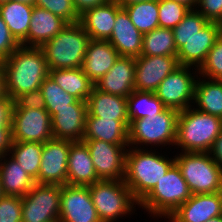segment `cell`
<instances>
[{"instance_id": "31", "label": "cell", "mask_w": 222, "mask_h": 222, "mask_svg": "<svg viewBox=\"0 0 222 222\" xmlns=\"http://www.w3.org/2000/svg\"><path fill=\"white\" fill-rule=\"evenodd\" d=\"M177 53L172 29L157 27L143 34L141 55L177 56Z\"/></svg>"}, {"instance_id": "37", "label": "cell", "mask_w": 222, "mask_h": 222, "mask_svg": "<svg viewBox=\"0 0 222 222\" xmlns=\"http://www.w3.org/2000/svg\"><path fill=\"white\" fill-rule=\"evenodd\" d=\"M189 11L188 7L173 0H158L159 27L173 29Z\"/></svg>"}, {"instance_id": "32", "label": "cell", "mask_w": 222, "mask_h": 222, "mask_svg": "<svg viewBox=\"0 0 222 222\" xmlns=\"http://www.w3.org/2000/svg\"><path fill=\"white\" fill-rule=\"evenodd\" d=\"M129 122L152 114H159L167 107L158 99L154 92L134 90L127 97Z\"/></svg>"}, {"instance_id": "44", "label": "cell", "mask_w": 222, "mask_h": 222, "mask_svg": "<svg viewBox=\"0 0 222 222\" xmlns=\"http://www.w3.org/2000/svg\"><path fill=\"white\" fill-rule=\"evenodd\" d=\"M14 100L4 95L0 98V129H11Z\"/></svg>"}, {"instance_id": "23", "label": "cell", "mask_w": 222, "mask_h": 222, "mask_svg": "<svg viewBox=\"0 0 222 222\" xmlns=\"http://www.w3.org/2000/svg\"><path fill=\"white\" fill-rule=\"evenodd\" d=\"M99 181L90 151L83 141L73 142L69 148L67 184L89 186Z\"/></svg>"}, {"instance_id": "14", "label": "cell", "mask_w": 222, "mask_h": 222, "mask_svg": "<svg viewBox=\"0 0 222 222\" xmlns=\"http://www.w3.org/2000/svg\"><path fill=\"white\" fill-rule=\"evenodd\" d=\"M59 222H101L88 186H62Z\"/></svg>"}, {"instance_id": "46", "label": "cell", "mask_w": 222, "mask_h": 222, "mask_svg": "<svg viewBox=\"0 0 222 222\" xmlns=\"http://www.w3.org/2000/svg\"><path fill=\"white\" fill-rule=\"evenodd\" d=\"M109 1L110 0H73L76 12L79 16L89 9L102 6Z\"/></svg>"}, {"instance_id": "15", "label": "cell", "mask_w": 222, "mask_h": 222, "mask_svg": "<svg viewBox=\"0 0 222 222\" xmlns=\"http://www.w3.org/2000/svg\"><path fill=\"white\" fill-rule=\"evenodd\" d=\"M134 90L155 92L159 84L180 66L177 56H144L135 58Z\"/></svg>"}, {"instance_id": "16", "label": "cell", "mask_w": 222, "mask_h": 222, "mask_svg": "<svg viewBox=\"0 0 222 222\" xmlns=\"http://www.w3.org/2000/svg\"><path fill=\"white\" fill-rule=\"evenodd\" d=\"M222 191L193 194L167 219L169 222H206L221 215Z\"/></svg>"}, {"instance_id": "36", "label": "cell", "mask_w": 222, "mask_h": 222, "mask_svg": "<svg viewBox=\"0 0 222 222\" xmlns=\"http://www.w3.org/2000/svg\"><path fill=\"white\" fill-rule=\"evenodd\" d=\"M209 21L196 9L190 10L182 21L172 29L177 51L185 41L197 34Z\"/></svg>"}, {"instance_id": "19", "label": "cell", "mask_w": 222, "mask_h": 222, "mask_svg": "<svg viewBox=\"0 0 222 222\" xmlns=\"http://www.w3.org/2000/svg\"><path fill=\"white\" fill-rule=\"evenodd\" d=\"M135 67L134 57L119 56L95 87L103 92L127 98L134 91Z\"/></svg>"}, {"instance_id": "53", "label": "cell", "mask_w": 222, "mask_h": 222, "mask_svg": "<svg viewBox=\"0 0 222 222\" xmlns=\"http://www.w3.org/2000/svg\"><path fill=\"white\" fill-rule=\"evenodd\" d=\"M4 196V193H3V190H2V185H1V182H0V198Z\"/></svg>"}, {"instance_id": "27", "label": "cell", "mask_w": 222, "mask_h": 222, "mask_svg": "<svg viewBox=\"0 0 222 222\" xmlns=\"http://www.w3.org/2000/svg\"><path fill=\"white\" fill-rule=\"evenodd\" d=\"M0 182L4 195L19 197L25 196L36 184L10 154L0 157Z\"/></svg>"}, {"instance_id": "30", "label": "cell", "mask_w": 222, "mask_h": 222, "mask_svg": "<svg viewBox=\"0 0 222 222\" xmlns=\"http://www.w3.org/2000/svg\"><path fill=\"white\" fill-rule=\"evenodd\" d=\"M49 76L66 93L80 101H87L95 84L84 73L82 67L49 70Z\"/></svg>"}, {"instance_id": "17", "label": "cell", "mask_w": 222, "mask_h": 222, "mask_svg": "<svg viewBox=\"0 0 222 222\" xmlns=\"http://www.w3.org/2000/svg\"><path fill=\"white\" fill-rule=\"evenodd\" d=\"M221 33L222 24L208 22L197 34L186 40L185 44L178 50L179 64L199 69Z\"/></svg>"}, {"instance_id": "3", "label": "cell", "mask_w": 222, "mask_h": 222, "mask_svg": "<svg viewBox=\"0 0 222 222\" xmlns=\"http://www.w3.org/2000/svg\"><path fill=\"white\" fill-rule=\"evenodd\" d=\"M221 131V118L191 106L179 111L174 149L180 148L178 150L181 152H209Z\"/></svg>"}, {"instance_id": "5", "label": "cell", "mask_w": 222, "mask_h": 222, "mask_svg": "<svg viewBox=\"0 0 222 222\" xmlns=\"http://www.w3.org/2000/svg\"><path fill=\"white\" fill-rule=\"evenodd\" d=\"M89 41V35L79 22L67 24L41 47L49 70L82 67Z\"/></svg>"}, {"instance_id": "10", "label": "cell", "mask_w": 222, "mask_h": 222, "mask_svg": "<svg viewBox=\"0 0 222 222\" xmlns=\"http://www.w3.org/2000/svg\"><path fill=\"white\" fill-rule=\"evenodd\" d=\"M62 185L35 184L22 197V222H59Z\"/></svg>"}, {"instance_id": "25", "label": "cell", "mask_w": 222, "mask_h": 222, "mask_svg": "<svg viewBox=\"0 0 222 222\" xmlns=\"http://www.w3.org/2000/svg\"><path fill=\"white\" fill-rule=\"evenodd\" d=\"M129 124V120L86 117L85 133L82 140H102L115 145H129Z\"/></svg>"}, {"instance_id": "12", "label": "cell", "mask_w": 222, "mask_h": 222, "mask_svg": "<svg viewBox=\"0 0 222 222\" xmlns=\"http://www.w3.org/2000/svg\"><path fill=\"white\" fill-rule=\"evenodd\" d=\"M88 147L99 180H123L129 145H115L102 140H82Z\"/></svg>"}, {"instance_id": "11", "label": "cell", "mask_w": 222, "mask_h": 222, "mask_svg": "<svg viewBox=\"0 0 222 222\" xmlns=\"http://www.w3.org/2000/svg\"><path fill=\"white\" fill-rule=\"evenodd\" d=\"M11 129L13 142L45 143L54 138L51 116L46 110L21 109L15 102Z\"/></svg>"}, {"instance_id": "52", "label": "cell", "mask_w": 222, "mask_h": 222, "mask_svg": "<svg viewBox=\"0 0 222 222\" xmlns=\"http://www.w3.org/2000/svg\"><path fill=\"white\" fill-rule=\"evenodd\" d=\"M13 1H18L20 3H25V4H31L34 5L35 0H13Z\"/></svg>"}, {"instance_id": "45", "label": "cell", "mask_w": 222, "mask_h": 222, "mask_svg": "<svg viewBox=\"0 0 222 222\" xmlns=\"http://www.w3.org/2000/svg\"><path fill=\"white\" fill-rule=\"evenodd\" d=\"M12 144V129H0V157L9 154Z\"/></svg>"}, {"instance_id": "42", "label": "cell", "mask_w": 222, "mask_h": 222, "mask_svg": "<svg viewBox=\"0 0 222 222\" xmlns=\"http://www.w3.org/2000/svg\"><path fill=\"white\" fill-rule=\"evenodd\" d=\"M19 45L0 15V61L6 60Z\"/></svg>"}, {"instance_id": "29", "label": "cell", "mask_w": 222, "mask_h": 222, "mask_svg": "<svg viewBox=\"0 0 222 222\" xmlns=\"http://www.w3.org/2000/svg\"><path fill=\"white\" fill-rule=\"evenodd\" d=\"M192 107L222 119V80H211L199 76Z\"/></svg>"}, {"instance_id": "33", "label": "cell", "mask_w": 222, "mask_h": 222, "mask_svg": "<svg viewBox=\"0 0 222 222\" xmlns=\"http://www.w3.org/2000/svg\"><path fill=\"white\" fill-rule=\"evenodd\" d=\"M9 154L21 166L30 177L38 184V172L40 169L42 143L37 142H13Z\"/></svg>"}, {"instance_id": "1", "label": "cell", "mask_w": 222, "mask_h": 222, "mask_svg": "<svg viewBox=\"0 0 222 222\" xmlns=\"http://www.w3.org/2000/svg\"><path fill=\"white\" fill-rule=\"evenodd\" d=\"M5 93L15 100L21 94L40 89L49 76V68L41 47L19 45L3 61Z\"/></svg>"}, {"instance_id": "26", "label": "cell", "mask_w": 222, "mask_h": 222, "mask_svg": "<svg viewBox=\"0 0 222 222\" xmlns=\"http://www.w3.org/2000/svg\"><path fill=\"white\" fill-rule=\"evenodd\" d=\"M86 102L88 112L86 117L129 120L126 97L103 92L94 86Z\"/></svg>"}, {"instance_id": "54", "label": "cell", "mask_w": 222, "mask_h": 222, "mask_svg": "<svg viewBox=\"0 0 222 222\" xmlns=\"http://www.w3.org/2000/svg\"><path fill=\"white\" fill-rule=\"evenodd\" d=\"M10 0H0V4H3V3H6V2H9Z\"/></svg>"}, {"instance_id": "7", "label": "cell", "mask_w": 222, "mask_h": 222, "mask_svg": "<svg viewBox=\"0 0 222 222\" xmlns=\"http://www.w3.org/2000/svg\"><path fill=\"white\" fill-rule=\"evenodd\" d=\"M88 187L101 222H118L139 208V202L123 180H99Z\"/></svg>"}, {"instance_id": "8", "label": "cell", "mask_w": 222, "mask_h": 222, "mask_svg": "<svg viewBox=\"0 0 222 222\" xmlns=\"http://www.w3.org/2000/svg\"><path fill=\"white\" fill-rule=\"evenodd\" d=\"M177 152L175 163L192 195L222 191V170L209 152Z\"/></svg>"}, {"instance_id": "21", "label": "cell", "mask_w": 222, "mask_h": 222, "mask_svg": "<svg viewBox=\"0 0 222 222\" xmlns=\"http://www.w3.org/2000/svg\"><path fill=\"white\" fill-rule=\"evenodd\" d=\"M118 58V52L108 40L90 39L82 69L88 78L96 84L113 67Z\"/></svg>"}, {"instance_id": "2", "label": "cell", "mask_w": 222, "mask_h": 222, "mask_svg": "<svg viewBox=\"0 0 222 222\" xmlns=\"http://www.w3.org/2000/svg\"><path fill=\"white\" fill-rule=\"evenodd\" d=\"M156 150L128 147L126 151L123 181L139 203L175 163V155L169 158Z\"/></svg>"}, {"instance_id": "51", "label": "cell", "mask_w": 222, "mask_h": 222, "mask_svg": "<svg viewBox=\"0 0 222 222\" xmlns=\"http://www.w3.org/2000/svg\"><path fill=\"white\" fill-rule=\"evenodd\" d=\"M206 222H222V217L218 216L215 218L208 219Z\"/></svg>"}, {"instance_id": "35", "label": "cell", "mask_w": 222, "mask_h": 222, "mask_svg": "<svg viewBox=\"0 0 222 222\" xmlns=\"http://www.w3.org/2000/svg\"><path fill=\"white\" fill-rule=\"evenodd\" d=\"M40 90L45 100L46 111L51 117L56 114L59 109L68 108L70 104L78 101L77 98L66 93L50 76L44 79Z\"/></svg>"}, {"instance_id": "4", "label": "cell", "mask_w": 222, "mask_h": 222, "mask_svg": "<svg viewBox=\"0 0 222 222\" xmlns=\"http://www.w3.org/2000/svg\"><path fill=\"white\" fill-rule=\"evenodd\" d=\"M178 117V110L166 108L157 115L152 114L132 121L128 127L129 147L145 149L146 146V149H157L165 146L167 151L175 145Z\"/></svg>"}, {"instance_id": "39", "label": "cell", "mask_w": 222, "mask_h": 222, "mask_svg": "<svg viewBox=\"0 0 222 222\" xmlns=\"http://www.w3.org/2000/svg\"><path fill=\"white\" fill-rule=\"evenodd\" d=\"M34 6H38L61 17L68 24L79 22L80 16L76 12L73 0H35Z\"/></svg>"}, {"instance_id": "22", "label": "cell", "mask_w": 222, "mask_h": 222, "mask_svg": "<svg viewBox=\"0 0 222 222\" xmlns=\"http://www.w3.org/2000/svg\"><path fill=\"white\" fill-rule=\"evenodd\" d=\"M122 7L114 0L91 8L80 15L82 25L90 39L108 40L112 34L117 12Z\"/></svg>"}, {"instance_id": "13", "label": "cell", "mask_w": 222, "mask_h": 222, "mask_svg": "<svg viewBox=\"0 0 222 222\" xmlns=\"http://www.w3.org/2000/svg\"><path fill=\"white\" fill-rule=\"evenodd\" d=\"M72 143L70 140L55 138L42 143L38 184H67V163Z\"/></svg>"}, {"instance_id": "41", "label": "cell", "mask_w": 222, "mask_h": 222, "mask_svg": "<svg viewBox=\"0 0 222 222\" xmlns=\"http://www.w3.org/2000/svg\"><path fill=\"white\" fill-rule=\"evenodd\" d=\"M196 10L209 22L222 24V0H198Z\"/></svg>"}, {"instance_id": "34", "label": "cell", "mask_w": 222, "mask_h": 222, "mask_svg": "<svg viewBox=\"0 0 222 222\" xmlns=\"http://www.w3.org/2000/svg\"><path fill=\"white\" fill-rule=\"evenodd\" d=\"M132 23L142 33L159 27L158 0H149L123 6Z\"/></svg>"}, {"instance_id": "6", "label": "cell", "mask_w": 222, "mask_h": 222, "mask_svg": "<svg viewBox=\"0 0 222 222\" xmlns=\"http://www.w3.org/2000/svg\"><path fill=\"white\" fill-rule=\"evenodd\" d=\"M191 191L180 168L174 163L158 180L152 191L139 203L150 217L168 218L180 205L191 197Z\"/></svg>"}, {"instance_id": "28", "label": "cell", "mask_w": 222, "mask_h": 222, "mask_svg": "<svg viewBox=\"0 0 222 222\" xmlns=\"http://www.w3.org/2000/svg\"><path fill=\"white\" fill-rule=\"evenodd\" d=\"M34 5L10 0L0 4V15L11 35L23 46H27V35Z\"/></svg>"}, {"instance_id": "47", "label": "cell", "mask_w": 222, "mask_h": 222, "mask_svg": "<svg viewBox=\"0 0 222 222\" xmlns=\"http://www.w3.org/2000/svg\"><path fill=\"white\" fill-rule=\"evenodd\" d=\"M209 154L222 170V131L214 140Z\"/></svg>"}, {"instance_id": "50", "label": "cell", "mask_w": 222, "mask_h": 222, "mask_svg": "<svg viewBox=\"0 0 222 222\" xmlns=\"http://www.w3.org/2000/svg\"><path fill=\"white\" fill-rule=\"evenodd\" d=\"M116 1L121 7L129 5V4H134L138 2H144V1H149V0H114Z\"/></svg>"}, {"instance_id": "9", "label": "cell", "mask_w": 222, "mask_h": 222, "mask_svg": "<svg viewBox=\"0 0 222 222\" xmlns=\"http://www.w3.org/2000/svg\"><path fill=\"white\" fill-rule=\"evenodd\" d=\"M198 77L197 68L180 65L159 84L154 93L167 108L185 110L193 105Z\"/></svg>"}, {"instance_id": "24", "label": "cell", "mask_w": 222, "mask_h": 222, "mask_svg": "<svg viewBox=\"0 0 222 222\" xmlns=\"http://www.w3.org/2000/svg\"><path fill=\"white\" fill-rule=\"evenodd\" d=\"M67 24L65 20L47 9L34 6L27 35V46L42 47Z\"/></svg>"}, {"instance_id": "20", "label": "cell", "mask_w": 222, "mask_h": 222, "mask_svg": "<svg viewBox=\"0 0 222 222\" xmlns=\"http://www.w3.org/2000/svg\"><path fill=\"white\" fill-rule=\"evenodd\" d=\"M108 41L119 56L136 58L141 55L143 34L132 23L123 7L116 14L114 28Z\"/></svg>"}, {"instance_id": "18", "label": "cell", "mask_w": 222, "mask_h": 222, "mask_svg": "<svg viewBox=\"0 0 222 222\" xmlns=\"http://www.w3.org/2000/svg\"><path fill=\"white\" fill-rule=\"evenodd\" d=\"M87 102L78 100L70 107L59 109L51 117V127L55 139L82 141L85 133Z\"/></svg>"}, {"instance_id": "43", "label": "cell", "mask_w": 222, "mask_h": 222, "mask_svg": "<svg viewBox=\"0 0 222 222\" xmlns=\"http://www.w3.org/2000/svg\"><path fill=\"white\" fill-rule=\"evenodd\" d=\"M14 102L21 109H39L46 110L45 100L42 91L36 90L31 92H26L17 97Z\"/></svg>"}, {"instance_id": "48", "label": "cell", "mask_w": 222, "mask_h": 222, "mask_svg": "<svg viewBox=\"0 0 222 222\" xmlns=\"http://www.w3.org/2000/svg\"><path fill=\"white\" fill-rule=\"evenodd\" d=\"M6 95L4 83L3 61H0V98Z\"/></svg>"}, {"instance_id": "38", "label": "cell", "mask_w": 222, "mask_h": 222, "mask_svg": "<svg viewBox=\"0 0 222 222\" xmlns=\"http://www.w3.org/2000/svg\"><path fill=\"white\" fill-rule=\"evenodd\" d=\"M199 76L222 80V33L208 52L205 62L198 69Z\"/></svg>"}, {"instance_id": "49", "label": "cell", "mask_w": 222, "mask_h": 222, "mask_svg": "<svg viewBox=\"0 0 222 222\" xmlns=\"http://www.w3.org/2000/svg\"><path fill=\"white\" fill-rule=\"evenodd\" d=\"M173 1L185 5L190 10L196 9L198 5V0H173Z\"/></svg>"}, {"instance_id": "40", "label": "cell", "mask_w": 222, "mask_h": 222, "mask_svg": "<svg viewBox=\"0 0 222 222\" xmlns=\"http://www.w3.org/2000/svg\"><path fill=\"white\" fill-rule=\"evenodd\" d=\"M22 197L4 195L0 198V222H22Z\"/></svg>"}]
</instances>
